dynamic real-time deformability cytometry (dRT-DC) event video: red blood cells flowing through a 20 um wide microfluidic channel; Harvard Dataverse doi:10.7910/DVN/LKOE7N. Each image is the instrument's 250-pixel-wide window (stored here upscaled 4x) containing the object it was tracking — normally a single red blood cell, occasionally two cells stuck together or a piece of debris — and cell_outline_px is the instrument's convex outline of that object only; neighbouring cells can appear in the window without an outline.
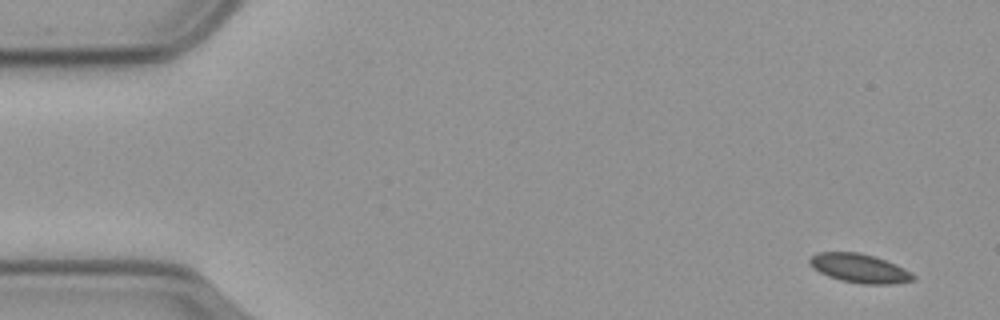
{"species": "common noctule bat (a hibernating species)", "species_latin": "Nyctalus noctula", "temperature_condition": "cold", "stored_images_in_passage": 56, "camera_frame_rate_fps": 3000, "um_per_image_px": 0.085, "animal": {"sex": "male", "body_mass_g": 23.1, "forearm_length_mm": 52.7}, "frame": {"image": 1, "passage_image": 1, "time_ms": 0.0, "image_size_px": [1000, 320], "cell_outline_px": [[916, 280], [892, 284], [860, 284], [840, 280], [828, 276], [812, 268], [808, 264], [808, 260], [816, 252], [860, 252], [876, 256], [896, 264], [912, 272], [916, 276]], "centroid_in_image_um": [73.07, 22.8], "position_along_channel_um": 11.9, "area_um2": 17.8}}
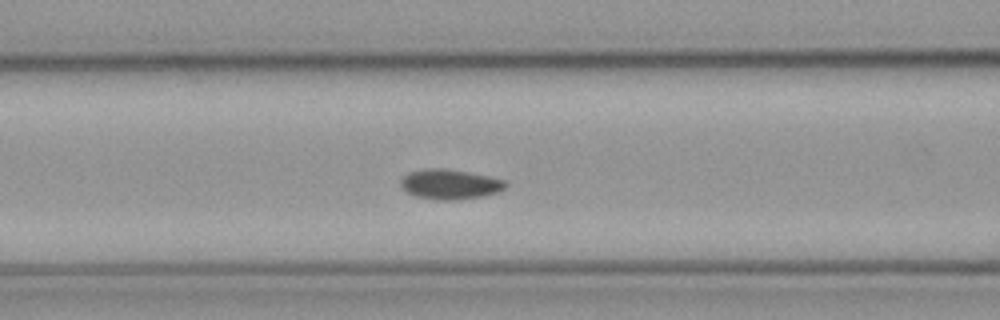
{"frame": {"image": 2, "passage_image": 21, "time_ms": 6.667, "image_size_px": [1000, 320], "cell_outline_px": [[508, 184], [500, 192], [484, 196], [456, 200], [436, 200], [416, 196], [400, 188], [400, 180], [408, 172], [424, 168], [444, 168], [468, 172], [488, 176], [504, 180]], "centroid_in_image_um": [38.23, 15.66], "position_along_channel_um": 128.4, "area_um2": 18.5}}
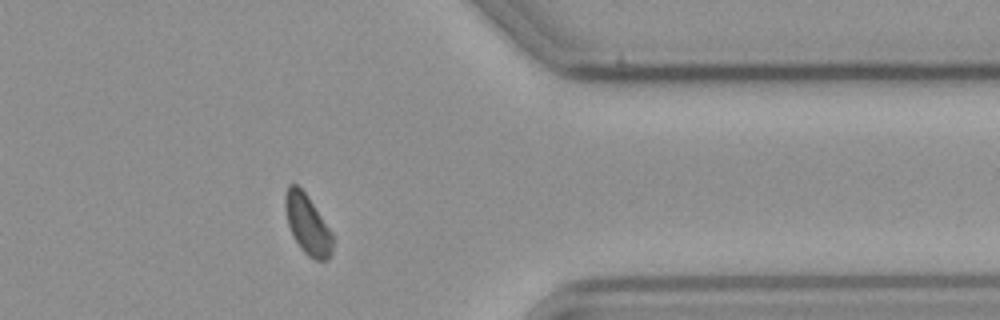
{"frame": {"image": 3, "passage_image": 44, "time_ms": 14.333, "image_size_px": [1000, 320], "cell_outline_px": [[332, 252], [328, 260], [316, 260], [308, 256], [300, 248], [288, 224], [284, 208], [284, 196], [288, 184], [296, 184], [308, 196], [332, 232]], "centroid_in_image_um": [26.13, 19.07], "position_along_channel_um": 385.3, "area_um2": 16.42}, "authors_computed_cell_mechanics": {"area_um2": 17.5134, "velocity_mm_per_s": 3.5673, "shape_relaxation_time_tau1_ms": 5.2959, "shape_relaxation_time_tau2_ms": null, "deformation_change_tau1": 0.06, "deformation_change_tau2": null}}